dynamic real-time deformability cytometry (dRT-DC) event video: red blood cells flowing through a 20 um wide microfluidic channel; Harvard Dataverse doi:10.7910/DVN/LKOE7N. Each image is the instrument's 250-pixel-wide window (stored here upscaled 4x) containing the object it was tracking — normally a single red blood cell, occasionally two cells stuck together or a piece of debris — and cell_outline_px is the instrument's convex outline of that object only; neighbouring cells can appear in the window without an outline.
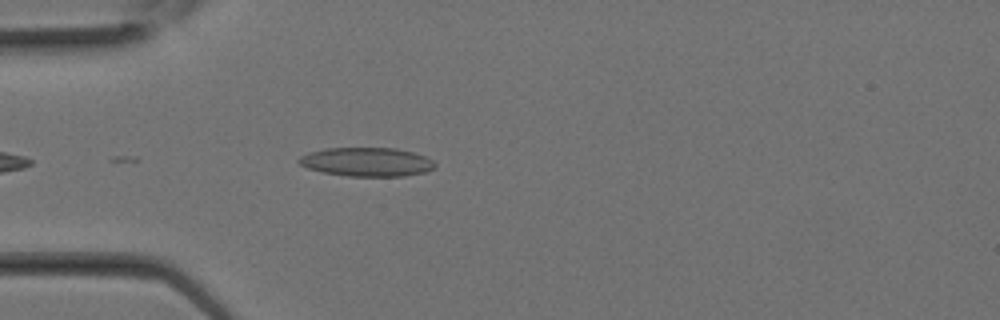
{"species": "Egyptian fruit bat (a non-hibernating species)", "species_latin": "Rousettus aegyptiacus", "temperature_condition": "room temperature", "stored_images_in_passage": 10, "camera_frame_rate_fps": 3000, "um_per_image_px": 0.085, "animal": {"sex": "female"}, "frame": {"image": 1, "passage_image": 7, "time_ms": 2.0, "image_size_px": [1000, 320], "cell_outline_px": [[436, 168], [424, 172], [404, 176], [348, 176], [324, 172], [308, 168], [300, 164], [296, 160], [300, 156], [308, 152], [324, 148], [396, 148], [412, 152], [424, 156], [432, 160], [436, 164]], "centroid_in_image_um": [31.17, 13.76], "position_along_channel_um": 53.8, "area_um2": 22.89}}
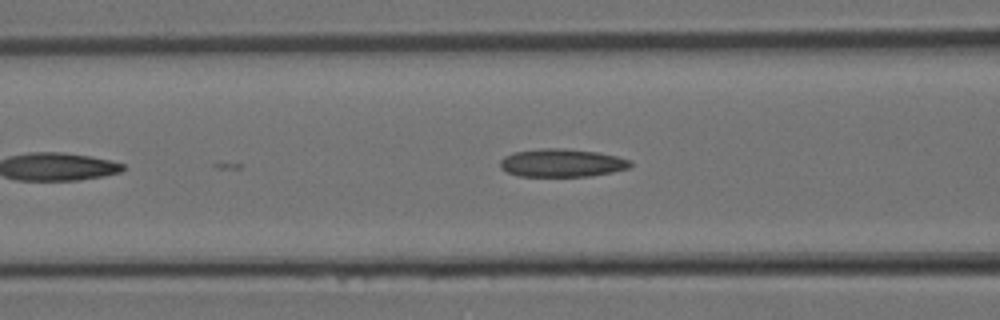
{"frame": {"image": 2, "passage_image": 10, "time_ms": 3.0, "image_size_px": [1000, 320], "cell_outline_px": [[632, 164], [628, 168], [612, 172], [592, 176], [520, 176], [508, 172], [500, 168], [500, 160], [504, 156], [512, 152], [540, 148], [564, 148], [600, 152], [632, 160]], "centroid_in_image_um": [47.76, 13.83], "position_along_channel_um": 118.8, "area_um2": 21.5}}